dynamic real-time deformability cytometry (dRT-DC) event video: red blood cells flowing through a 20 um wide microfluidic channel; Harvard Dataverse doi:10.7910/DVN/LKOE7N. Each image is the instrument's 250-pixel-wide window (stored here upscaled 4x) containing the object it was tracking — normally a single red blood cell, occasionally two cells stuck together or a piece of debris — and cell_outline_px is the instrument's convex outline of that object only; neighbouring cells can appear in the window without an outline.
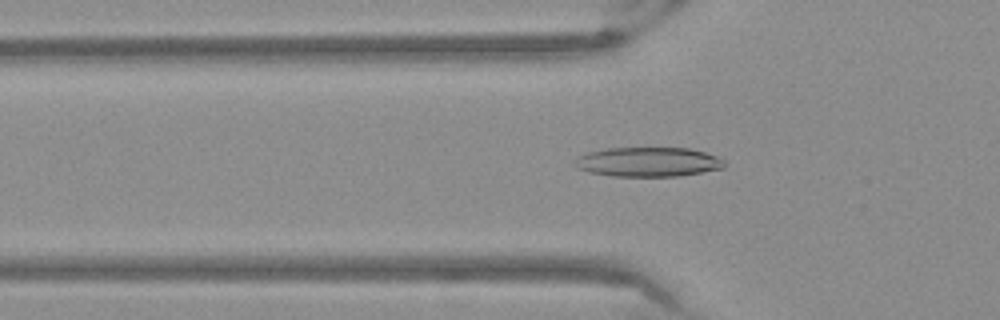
{"species": "Egyptian fruit bat (a non-hibernating species)", "species_latin": "Rousettus aegyptiacus", "temperature_condition": "warm", "stored_images_in_passage": 52, "camera_frame_rate_fps": 3000, "um_per_image_px": 0.085, "frame": {"image": 1, "passage_image": 17, "time_ms": 5.333, "image_size_px": [1000, 320], "cell_outline_px": [[724, 168], [680, 176], [612, 176], [588, 172], [572, 164], [576, 156], [588, 152], [608, 148], [688, 148], [704, 152], [716, 156], [724, 160]], "centroid_in_image_um": [55.06, 13.76], "position_along_channel_um": 70.7, "area_um2": 25.72}}
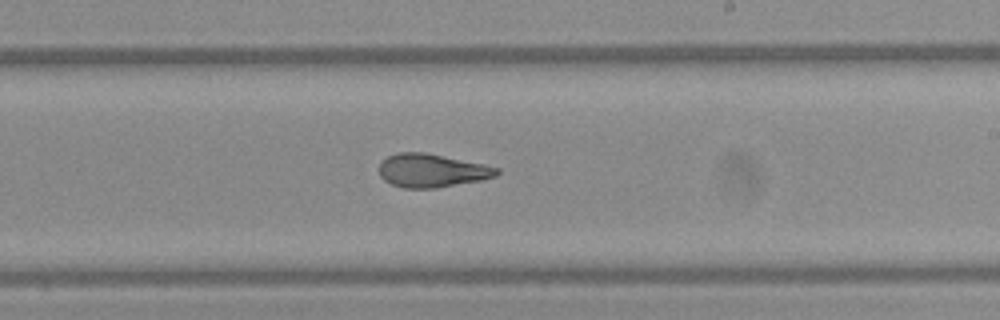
{"frame": {"image": 2, "passage_image": 31, "time_ms": 10.0, "image_size_px": [1000, 320], "cell_outline_px": [[500, 172], [496, 176], [480, 180], [436, 188], [404, 188], [392, 184], [384, 180], [380, 176], [380, 160], [396, 152], [424, 152], [484, 164], [500, 168]], "centroid_in_image_um": [36.69, 14.49], "position_along_channel_um": 252.3, "area_um2": 22.89}}
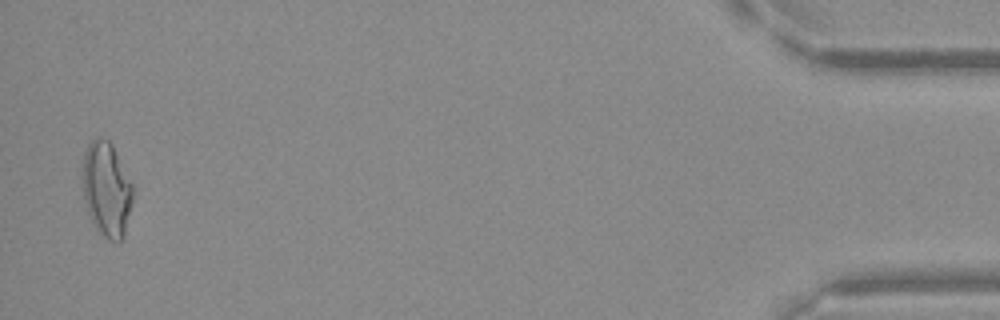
{"frame": {"image": 3, "passage_image": 51, "time_ms": 16.667, "image_size_px": [1000, 320], "cell_outline_px": [[132, 204], [124, 236], [116, 244], [108, 240], [92, 224], [84, 200], [80, 176], [80, 168], [84, 152], [88, 144], [96, 136], [100, 136], [108, 140], [112, 144], [132, 184]], "centroid_in_image_um": [9.01, 16.08], "position_along_channel_um": 426.2, "area_um2": 28.38}}